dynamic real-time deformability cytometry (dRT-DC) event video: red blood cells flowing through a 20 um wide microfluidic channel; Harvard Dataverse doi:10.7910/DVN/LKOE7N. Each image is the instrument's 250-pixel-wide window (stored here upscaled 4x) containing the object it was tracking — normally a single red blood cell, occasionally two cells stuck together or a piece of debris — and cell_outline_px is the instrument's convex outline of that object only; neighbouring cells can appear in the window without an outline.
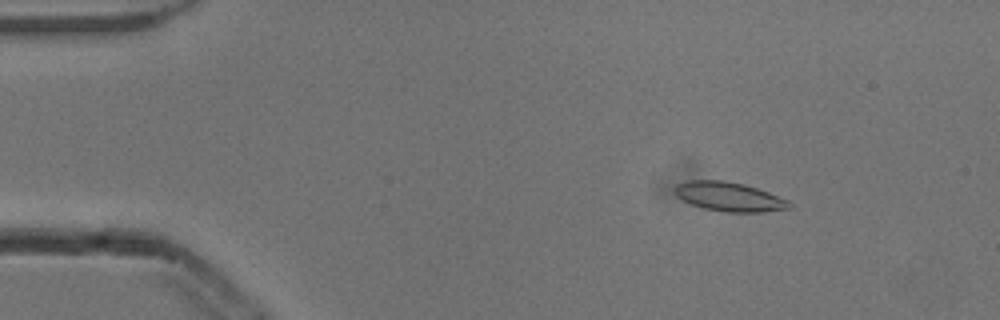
{"species": "common noctule bat (a hibernating species)", "species_latin": "Nyctalus noctula", "temperature_condition": "cold", "stored_images_in_passage": 5, "camera_frame_rate_fps": 3000, "um_per_image_px": 0.085, "animal": {"sex": "male", "body_mass_g": 13.3}, "frame": {"image": 1, "passage_image": 2, "time_ms": 0.333, "image_size_px": [1000, 320], "cell_outline_px": [[792, 208], [764, 212], [724, 212], [704, 208], [692, 204], [676, 196], [676, 184], [688, 180], [724, 180], [744, 184], [768, 192], [788, 200], [792, 204]], "centroid_in_image_um": [62.01, 16.72], "position_along_channel_um": 23.0, "area_um2": 19.42}}
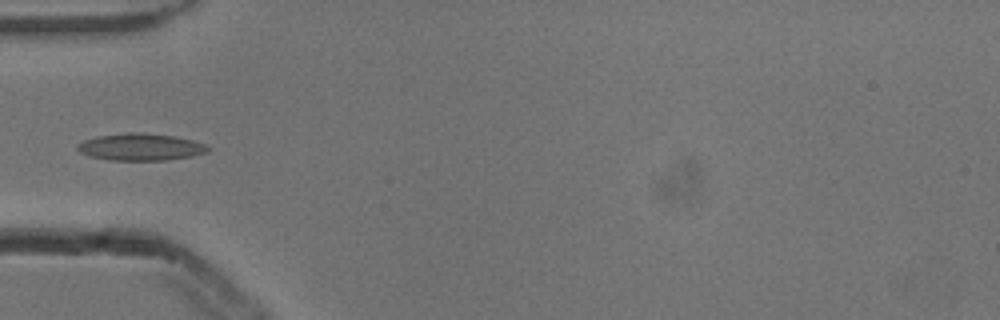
{"frame": {"image": 2, "passage_image": 5, "time_ms": 1.333, "image_size_px": [1000, 320], "cell_outline_px": [[208, 152], [192, 156], [168, 160], [108, 160], [88, 156], [80, 152], [76, 148], [76, 144], [84, 140], [96, 136], [128, 132], [136, 132], [172, 136], [192, 140], [208, 144]], "centroid_in_image_um": [11.92, 12.5], "position_along_channel_um": 73.1, "area_um2": 20.63}}